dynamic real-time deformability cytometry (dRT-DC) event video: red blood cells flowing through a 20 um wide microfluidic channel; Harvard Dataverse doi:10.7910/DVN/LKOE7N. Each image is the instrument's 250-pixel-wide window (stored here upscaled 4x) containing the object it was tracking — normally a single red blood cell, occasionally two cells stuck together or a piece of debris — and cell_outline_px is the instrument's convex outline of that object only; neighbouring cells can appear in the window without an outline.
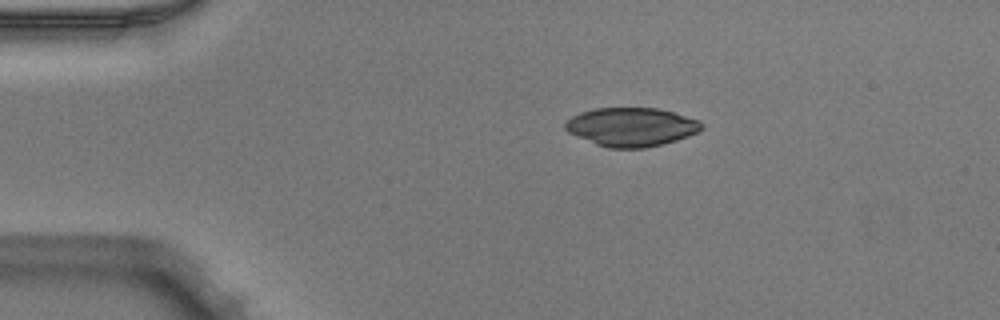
{"species": "Egyptian fruit bat (a non-hibernating species)", "species_latin": "Rousettus aegyptiacus", "temperature_condition": "warm", "stored_images_in_passage": 42, "camera_frame_rate_fps": 3000, "um_per_image_px": 0.085, "animal": {"sex": "male"}, "frame": {"image": 1, "passage_image": 1, "time_ms": 0.0, "image_size_px": [1000, 320], "cell_outline_px": [[704, 128], [688, 136], [676, 140], [644, 148], [608, 148], [596, 144], [568, 132], [564, 128], [564, 124], [572, 116], [580, 112], [596, 108], [660, 108], [700, 120], [704, 124]], "centroid_in_image_um": [53.68, 10.78], "position_along_channel_um": 31.3, "area_um2": 30.69}}
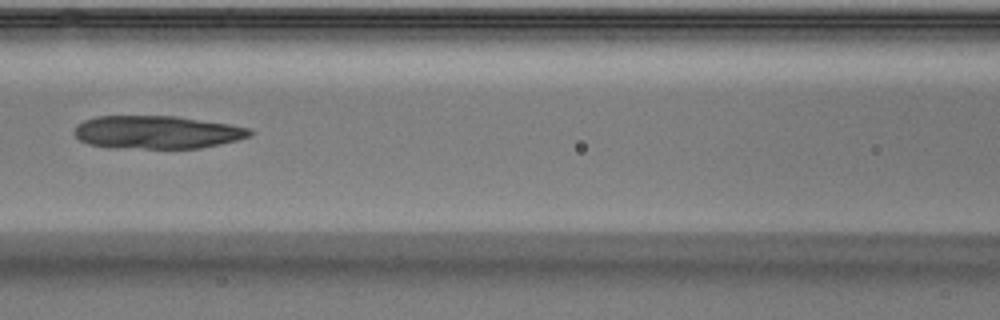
{"frame": {"image": 2, "passage_image": 14, "time_ms": 4.333, "image_size_px": [1000, 320], "cell_outline_px": [[252, 136], [220, 144], [200, 148], [108, 148], [88, 144], [80, 140], [72, 132], [76, 124], [84, 120], [96, 116], [176, 116], [228, 124], [248, 128], [252, 132]], "centroid_in_image_um": [13.28, 11.24], "position_along_channel_um": 153.3, "area_um2": 33.93}}
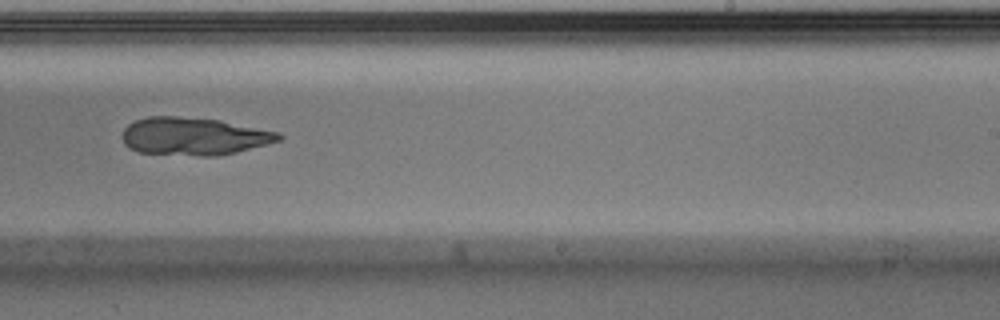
{"frame": {"image": 3, "passage_image": 23, "time_ms": 7.333, "image_size_px": [1000, 320], "cell_outline_px": [[284, 136], [280, 140], [268, 144], [236, 152], [216, 156], [200, 156], [136, 152], [128, 148], [124, 144], [124, 128], [128, 124], [136, 120], [148, 116], [176, 116], [220, 120], [280, 132]], "centroid_in_image_um": [16.49, 11.59], "position_along_channel_um": 272.5, "area_um2": 34.51}}